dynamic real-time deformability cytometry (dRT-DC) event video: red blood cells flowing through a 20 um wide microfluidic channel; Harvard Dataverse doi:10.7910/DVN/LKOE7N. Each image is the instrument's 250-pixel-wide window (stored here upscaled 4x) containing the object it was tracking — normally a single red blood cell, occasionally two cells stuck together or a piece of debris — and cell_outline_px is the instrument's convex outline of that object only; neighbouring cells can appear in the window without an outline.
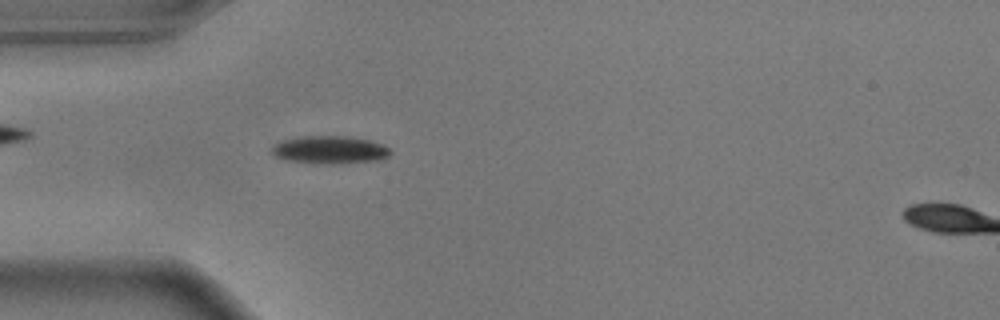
{"species": "common noctule bat (a hibernating species)", "species_latin": "Nyctalus noctula", "temperature_condition": "warm", "stored_images_in_passage": 55, "camera_frame_rate_fps": 3000, "um_per_image_px": 0.085, "animal": {"sex": "male", "body_mass_g": 17.9}, "frame": {"image": 1, "passage_image": 16, "time_ms": 5.0, "image_size_px": [1000, 320], "cell_outline_px": [[392, 152], [388, 156], [380, 160], [332, 164], [324, 164], [288, 160], [276, 156], [272, 152], [272, 148], [276, 144], [284, 140], [304, 136], [344, 136], [372, 140], [384, 144]], "centroid_in_image_um": [28.1, 12.73], "position_along_channel_um": 56.9, "area_um2": 19.07}}
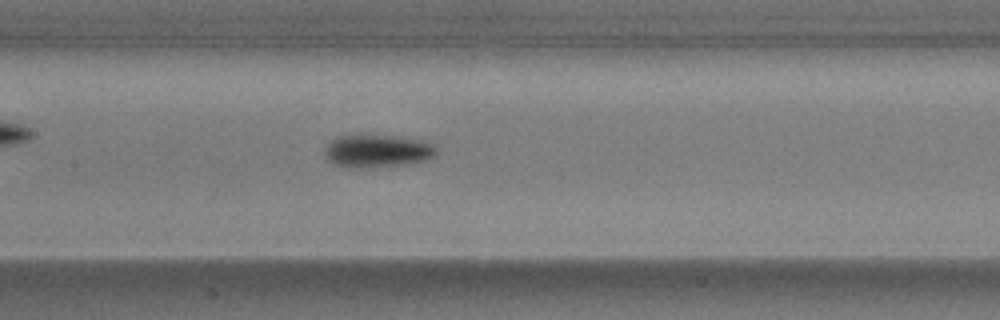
{"frame": {"image": 2, "passage_image": 26, "time_ms": 8.333, "image_size_px": [1000, 320], "cell_outline_px": [[436, 156], [424, 160], [408, 164], [368, 168], [340, 168], [332, 164], [328, 160], [324, 152], [328, 144], [336, 136], [352, 132], [360, 132], [420, 140], [432, 144], [436, 148]], "centroid_in_image_um": [31.97, 12.82], "position_along_channel_um": 175.4, "area_um2": 22.2}}
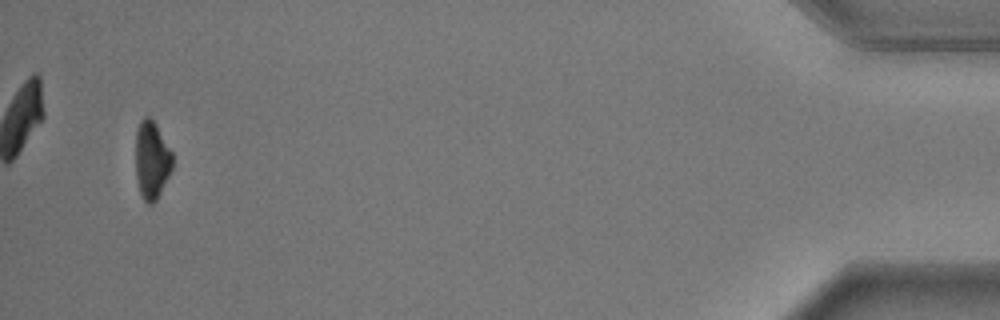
{"frame": {"image": 3, "passage_image": 53, "time_ms": 17.333, "image_size_px": [1000, 320], "cell_outline_px": [[172, 168], [156, 200], [152, 204], [148, 204], [144, 200], [140, 192], [136, 180], [136, 132], [140, 120], [144, 116], [148, 116], [156, 124], [172, 152]], "centroid_in_image_um": [12.88, 13.59], "position_along_channel_um": 422.3, "area_um2": 16.59}, "authors_computed_cell_mechanics": {"area_um2": 18.9584, "velocity_mm_per_s": 3.6577, "shape_relaxation_time_tau1_ms": 2.0724, "shape_relaxation_time_tau2_ms": null, "deformation_change_tau1": 0.1497, "deformation_change_tau2": null}}